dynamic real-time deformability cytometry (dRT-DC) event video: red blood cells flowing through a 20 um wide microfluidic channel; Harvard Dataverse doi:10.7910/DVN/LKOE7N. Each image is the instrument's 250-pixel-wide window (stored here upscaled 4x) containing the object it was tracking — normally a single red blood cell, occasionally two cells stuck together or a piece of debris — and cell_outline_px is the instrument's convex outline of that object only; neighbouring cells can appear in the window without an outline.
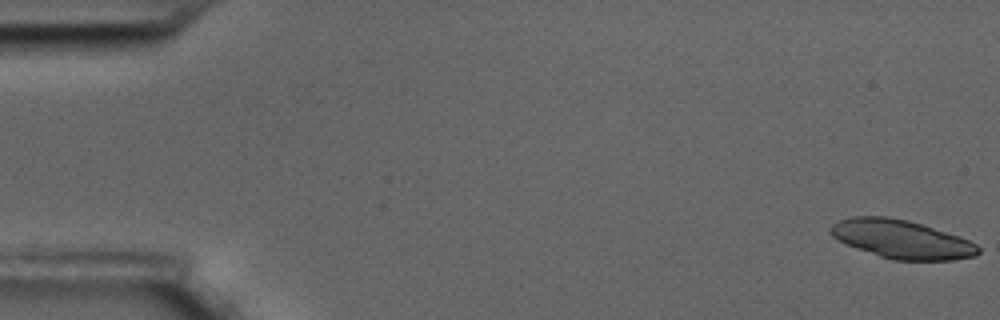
{"species": "common noctule bat (a hibernating species)", "species_latin": "Nyctalus noctula", "temperature_condition": "room temperature", "stored_images_in_passage": 57, "camera_frame_rate_fps": 3000, "um_per_image_px": 0.085, "animal": {"sex": "male", "body_mass_g": 17.5, "forearm_length_mm": 52.3}, "frame": {"image": 1, "passage_image": 1, "time_ms": 0.0, "image_size_px": [1000, 320], "cell_outline_px": [[980, 252], [976, 256], [952, 260], [892, 260], [844, 244], [832, 236], [832, 224], [840, 220], [852, 216], [888, 216], [908, 220], [960, 236], [976, 244], [980, 248]], "centroid_in_image_um": [76.65, 20.33], "position_along_channel_um": 8.3, "area_um2": 33.06}}
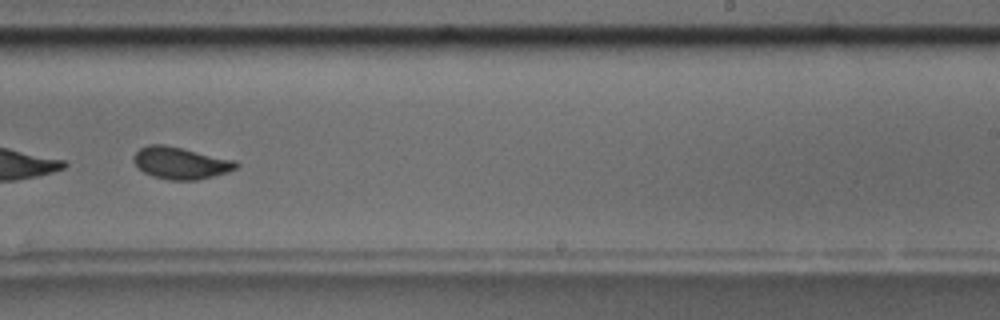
{"frame": {"image": 2, "passage_image": 37, "time_ms": 12.0, "image_size_px": [1000, 320], "cell_outline_px": [[240, 164], [236, 168], [228, 172], [196, 180], [172, 180], [152, 176], [144, 172], [132, 160], [132, 156], [140, 148], [148, 144], [164, 144], [184, 148], [236, 160]], "centroid_in_image_um": [15.36, 13.84], "position_along_channel_um": 273.6, "area_um2": 19.19}, "authors_computed_cell_mechanics": {"area_um2": 19.7676, "velocity_mm_per_s": 3.4698, "shape_relaxation_time_tau1_ms": 3.5664, "shape_relaxation_time_tau2_ms": 1.1879, "deformation_change_tau1": 0.1328, "deformation_change_tau2": 0.0571}}